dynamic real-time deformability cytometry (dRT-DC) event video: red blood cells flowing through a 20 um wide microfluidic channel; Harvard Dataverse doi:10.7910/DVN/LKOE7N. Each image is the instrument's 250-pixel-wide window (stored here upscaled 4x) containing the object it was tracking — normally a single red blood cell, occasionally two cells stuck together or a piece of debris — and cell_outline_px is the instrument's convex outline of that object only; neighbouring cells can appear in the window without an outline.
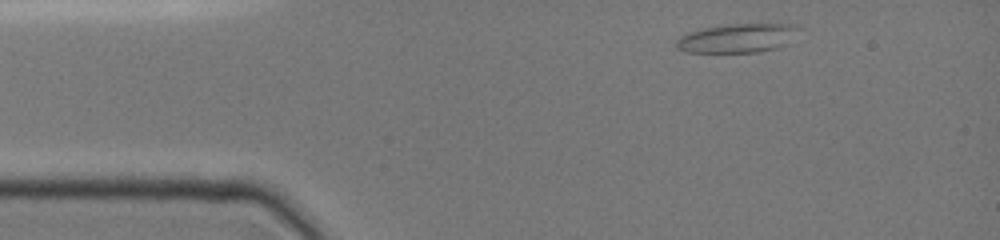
{"species": "common noctule bat (a hibernating species)", "species_latin": "Nyctalus noctula", "temperature_condition": "cold", "stored_images_in_passage": 42, "camera_frame_rate_fps": 3000, "um_per_image_px": 0.085, "animal": {"sex": "female", "body_mass_g": 19.0, "forearm_length_mm": 51.5}, "frame": {"image": 1, "passage_image": 1, "time_ms": 0.0, "image_size_px": [1000, 240], "cell_outline_px": [[800, 28], [788, 44], [780, 48], [756, 52], [688, 52], [676, 48], [676, 40], [680, 36], [688, 32], [704, 28], [728, 24], [792, 24]], "centroid_in_image_um": [62.69, 3.24], "position_along_channel_um": 22.3, "area_um2": 20.69}}
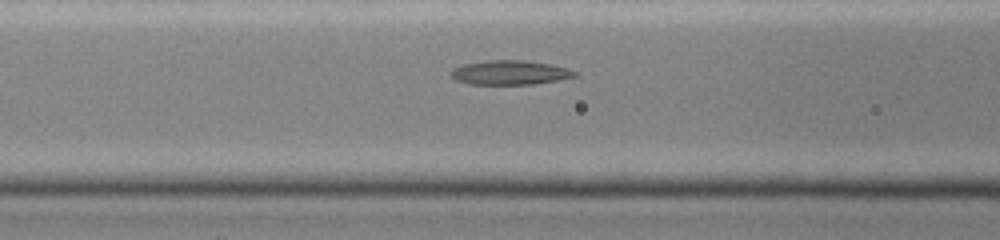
{"frame": {"image": 2, "passage_image": 23, "time_ms": 4.0, "image_size_px": [1000, 240], "cell_outline_px": [[580, 76], [532, 84], [468, 84], [456, 80], [448, 76], [448, 72], [452, 68], [464, 64], [484, 60], [528, 60], [552, 64], [568, 68], [576, 72]], "centroid_in_image_um": [43.31, 6.16], "position_along_channel_um": 123.3, "area_um2": 17.86}}
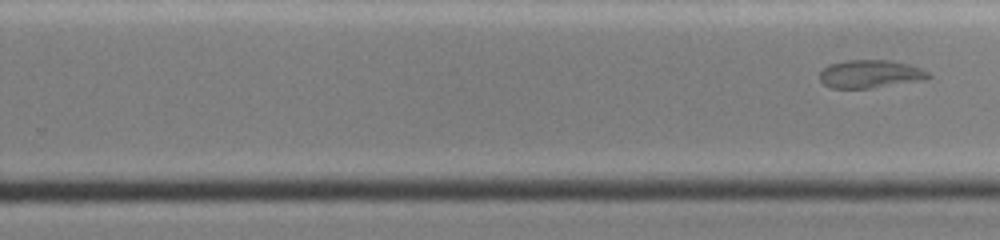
{"frame": {"image": 3, "passage_image": 42, "time_ms": 7.333, "image_size_px": [1000, 240], "cell_outline_px": [[932, 76], [928, 80], [872, 88], [832, 88], [824, 84], [820, 80], [820, 72], [828, 64], [844, 60], [888, 60], [908, 64], [924, 68]], "centroid_in_image_um": [74.03, 6.29], "position_along_channel_um": 255.8, "area_um2": 18.09}}